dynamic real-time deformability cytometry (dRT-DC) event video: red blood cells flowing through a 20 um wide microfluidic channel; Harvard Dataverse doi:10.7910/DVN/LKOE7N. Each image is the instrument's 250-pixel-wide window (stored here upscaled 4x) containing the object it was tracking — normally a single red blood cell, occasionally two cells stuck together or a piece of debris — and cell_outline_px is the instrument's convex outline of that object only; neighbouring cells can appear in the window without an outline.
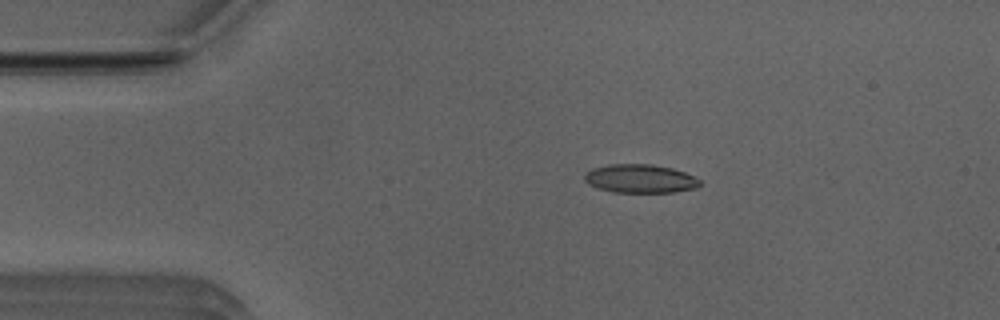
{"species": "Egyptian fruit bat (a non-hibernating species)", "species_latin": "Rousettus aegyptiacus", "temperature_condition": "room temperature", "stored_images_in_passage": 51, "camera_frame_rate_fps": 3000, "um_per_image_px": 0.085, "animal": {"sex": "male"}, "frame": {"image": 1, "passage_image": 9, "time_ms": 2.667, "image_size_px": [1000, 320], "cell_outline_px": [[700, 184], [696, 188], [672, 192], [612, 192], [588, 184], [584, 180], [584, 172], [592, 168], [608, 164], [652, 164], [672, 168], [696, 176], [700, 180]], "centroid_in_image_um": [54.4, 15.17], "position_along_channel_um": 30.6, "area_um2": 19.31}}
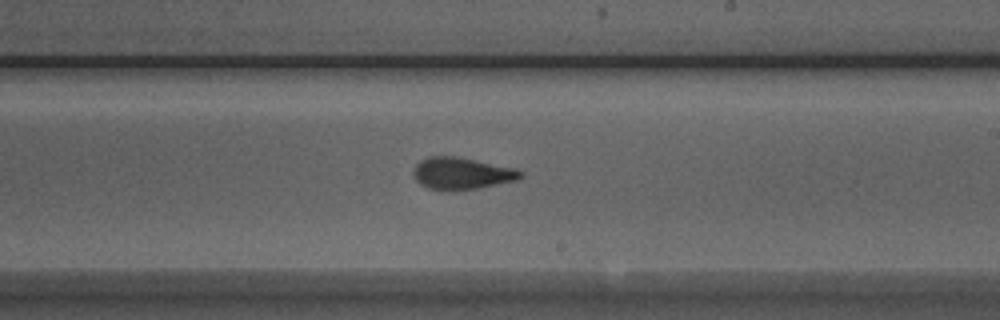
{"frame": {"image": 2, "passage_image": 29, "time_ms": 9.333, "image_size_px": [1000, 320], "cell_outline_px": [[524, 176], [516, 180], [476, 188], [428, 188], [420, 184], [416, 180], [412, 172], [416, 164], [420, 160], [428, 156], [452, 156], [516, 168], [524, 172]], "centroid_in_image_um": [39.25, 14.7], "position_along_channel_um": 249.8, "area_um2": 19.31}}
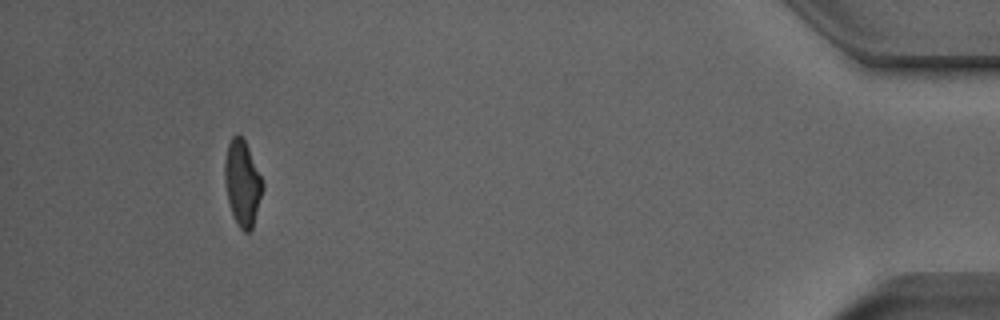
{"frame": {"image": 3, "passage_image": 47, "time_ms": 15.333, "image_size_px": [1000, 320], "cell_outline_px": [[264, 188], [252, 228], [248, 232], [244, 232], [240, 228], [232, 212], [228, 200], [224, 180], [224, 160], [228, 144], [232, 136], [240, 136], [244, 140], [248, 148], [264, 184]], "centroid_in_image_um": [20.6, 15.56], "position_along_channel_um": 414.6, "area_um2": 18.55}, "authors_computed_cell_mechanics": {"area_um2": 19.4208, "velocity_mm_per_s": 3.9662, "shape_relaxation_time_tau1_ms": 4.4141, "shape_relaxation_time_tau2_ms": 1.3085, "deformation_change_tau1": 0.1901, "deformation_change_tau2": 0.1009}}